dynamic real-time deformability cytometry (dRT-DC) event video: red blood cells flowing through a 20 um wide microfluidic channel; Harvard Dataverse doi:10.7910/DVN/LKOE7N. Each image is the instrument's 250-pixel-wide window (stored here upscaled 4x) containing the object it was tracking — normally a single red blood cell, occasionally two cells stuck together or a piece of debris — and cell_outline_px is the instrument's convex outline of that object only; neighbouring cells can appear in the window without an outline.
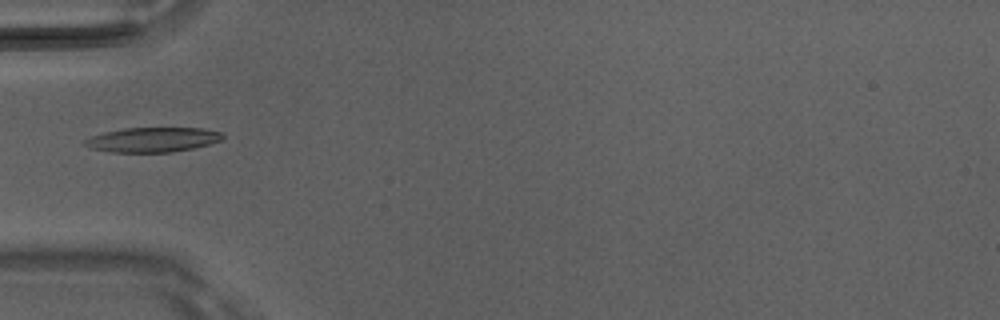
{"species": "Egyptian fruit bat (a non-hibernating species)", "species_latin": "Rousettus aegyptiacus", "temperature_condition": "room temperature", "stored_images_in_passage": 3, "camera_frame_rate_fps": 3000, "um_per_image_px": 0.085, "animal": {"sex": "male"}, "frame": {"image": 1, "passage_image": 3, "time_ms": 0.667, "image_size_px": [1000, 320], "cell_outline_px": [[224, 136], [220, 140], [208, 144], [192, 148], [172, 152], [112, 152], [92, 148], [84, 144], [84, 140], [92, 136], [104, 132], [124, 128], [204, 128], [220, 132]], "centroid_in_image_um": [12.97, 11.87], "position_along_channel_um": 72.0, "area_um2": 19.59}}